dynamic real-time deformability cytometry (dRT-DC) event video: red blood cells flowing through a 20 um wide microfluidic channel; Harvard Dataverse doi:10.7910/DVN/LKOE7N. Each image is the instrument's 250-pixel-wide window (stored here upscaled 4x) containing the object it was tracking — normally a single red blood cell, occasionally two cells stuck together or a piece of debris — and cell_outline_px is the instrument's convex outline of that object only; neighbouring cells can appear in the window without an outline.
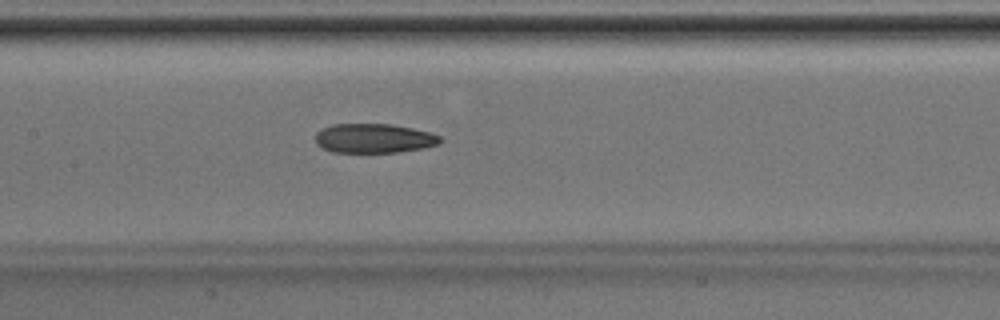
{"species": "Egyptian fruit bat (a non-hibernating species)", "species_latin": "Rousettus aegyptiacus", "temperature_condition": "room temperature", "stored_images_in_passage": 31, "camera_frame_rate_fps": 3000, "um_per_image_px": 0.085, "animal": {"sex": "male"}, "frame": {"image": 1, "passage_image": 10, "time_ms": 3.0, "image_size_px": [1000, 320], "cell_outline_px": [[440, 144], [424, 148], [396, 152], [332, 152], [316, 144], [316, 132], [332, 124], [392, 124], [412, 128], [428, 132], [440, 136]], "centroid_in_image_um": [31.78, 11.76], "position_along_channel_um": 175.6, "area_um2": 21.21}}